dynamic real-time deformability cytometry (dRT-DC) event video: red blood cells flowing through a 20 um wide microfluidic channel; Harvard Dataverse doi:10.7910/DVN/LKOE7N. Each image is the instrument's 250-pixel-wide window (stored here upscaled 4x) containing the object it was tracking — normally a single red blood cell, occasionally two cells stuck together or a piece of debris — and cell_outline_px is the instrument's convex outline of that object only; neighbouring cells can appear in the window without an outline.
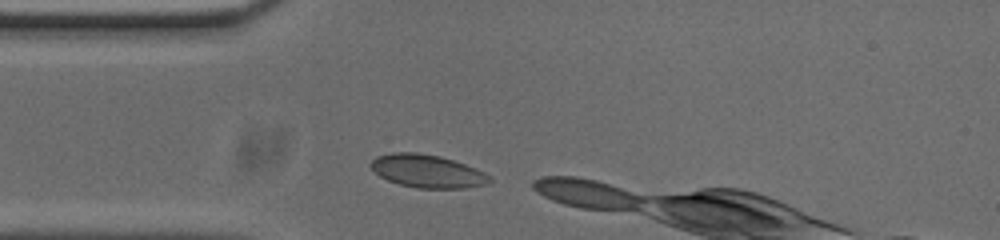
{"species": "common noctule bat (a hibernating species)", "species_latin": "Nyctalus noctula", "temperature_condition": "cold", "stored_images_in_passage": 3, "camera_frame_rate_fps": 3000, "um_per_image_px": 0.085, "animal": {"sex": "male", "body_mass_g": 20.0, "forearm_length_mm": 53.3}, "frame": {"image": 1, "passage_image": 1, "time_ms": 0.0, "image_size_px": [1000, 240], "cell_outline_px": [[492, 180], [488, 184], [464, 188], [416, 188], [400, 184], [388, 180], [380, 176], [368, 164], [376, 156], [392, 152], [416, 152], [440, 156], [464, 164], [484, 172], [492, 176]], "centroid_in_image_um": [36.32, 14.55], "position_along_channel_um": 48.7, "area_um2": 22.83}}